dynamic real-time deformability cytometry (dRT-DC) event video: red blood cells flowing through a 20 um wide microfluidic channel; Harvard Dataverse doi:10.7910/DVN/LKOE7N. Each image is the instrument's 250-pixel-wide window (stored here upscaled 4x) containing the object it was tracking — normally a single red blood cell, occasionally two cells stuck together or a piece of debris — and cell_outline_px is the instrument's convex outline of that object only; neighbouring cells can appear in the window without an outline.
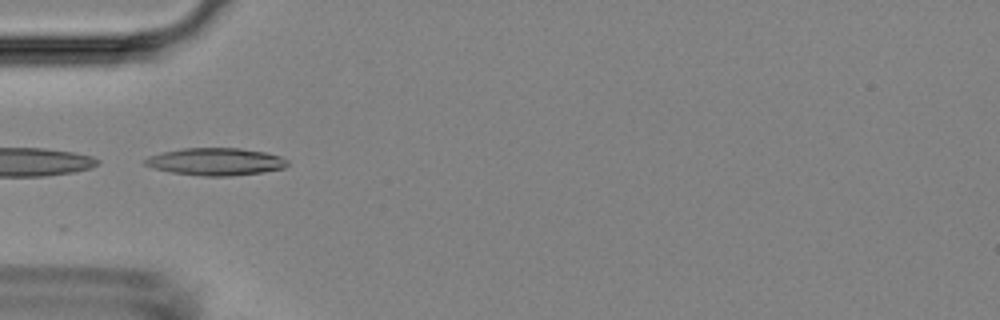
{"species": "Egyptian fruit bat (a non-hibernating species)", "species_latin": "Rousettus aegyptiacus", "temperature_condition": "room temperature", "stored_images_in_passage": 7, "camera_frame_rate_fps": 3000, "um_per_image_px": 0.085, "animal": {"sex": "female"}, "frame": {"image": 1, "passage_image": 4, "time_ms": 1.0, "image_size_px": [1000, 320], "cell_outline_px": [[288, 164], [284, 168], [264, 172], [228, 176], [200, 176], [172, 172], [152, 168], [144, 164], [144, 160], [148, 156], [164, 152], [184, 148], [240, 148], [264, 152], [280, 156], [288, 160]], "centroid_in_image_um": [18.34, 13.74], "position_along_channel_um": 66.7, "area_um2": 22.72}}
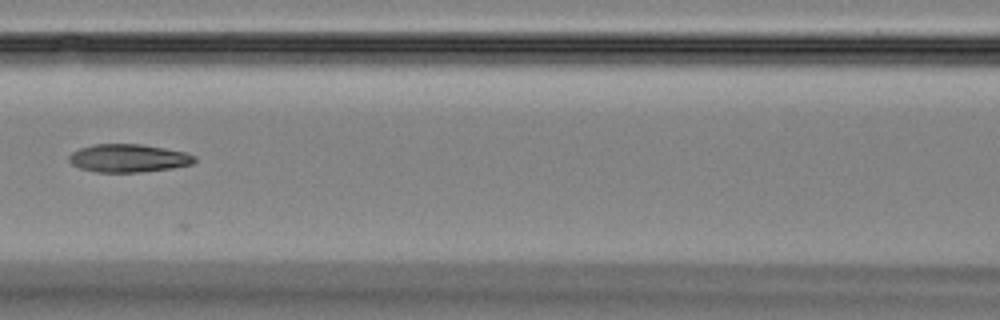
{"frame": {"image": 2, "passage_image": 6, "time_ms": 1.667, "image_size_px": [1000, 320], "cell_outline_px": [[196, 160], [192, 164], [172, 168], [140, 172], [96, 172], [80, 168], [72, 164], [68, 160], [68, 156], [72, 152], [80, 148], [96, 144], [140, 144], [164, 148], [184, 152], [196, 156]], "centroid_in_image_um": [10.91, 13.45], "position_along_channel_um": 155.7, "area_um2": 20.46}}
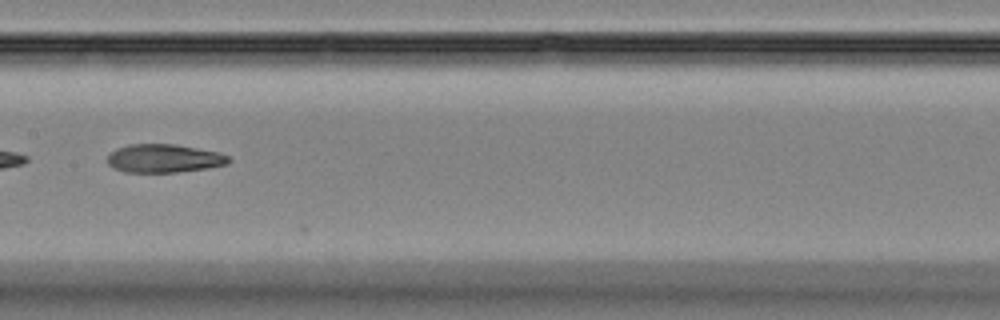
{"frame": {"image": 3, "passage_image": 7, "time_ms": 2.0, "image_size_px": [1000, 320], "cell_outline_px": [[232, 160], [228, 164], [208, 168], [176, 172], [124, 172], [112, 168], [108, 164], [108, 156], [116, 148], [128, 144], [176, 144], [220, 152], [228, 156]], "centroid_in_image_um": [13.96, 13.46], "position_along_channel_um": 193.4, "area_um2": 20.23}}